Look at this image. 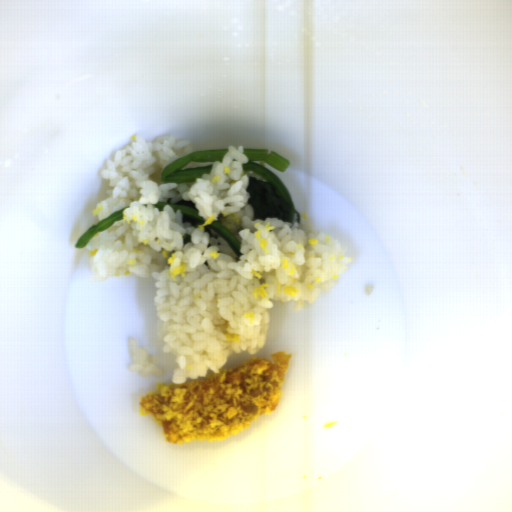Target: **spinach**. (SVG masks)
I'll return each mask as SVG.
<instances>
[{
    "mask_svg": "<svg viewBox=\"0 0 512 512\" xmlns=\"http://www.w3.org/2000/svg\"><path fill=\"white\" fill-rule=\"evenodd\" d=\"M169 205L173 208L174 212L181 210L182 222H188L193 227L201 225L205 220L200 216L196 205L189 201H178L174 204H169L163 201H158L154 206L157 210L163 211L164 207Z\"/></svg>",
    "mask_w": 512,
    "mask_h": 512,
    "instance_id": "e1bbb2b3",
    "label": "spinach"
},
{
    "mask_svg": "<svg viewBox=\"0 0 512 512\" xmlns=\"http://www.w3.org/2000/svg\"><path fill=\"white\" fill-rule=\"evenodd\" d=\"M212 229L217 232L229 245L235 255L241 256L240 253L242 243L235 237L228 227L220 223L219 221H213L209 225L204 226L205 232H212Z\"/></svg>",
    "mask_w": 512,
    "mask_h": 512,
    "instance_id": "e594cc25",
    "label": "spinach"
},
{
    "mask_svg": "<svg viewBox=\"0 0 512 512\" xmlns=\"http://www.w3.org/2000/svg\"><path fill=\"white\" fill-rule=\"evenodd\" d=\"M125 208L112 213L108 217L103 220L97 222L95 225L88 228L79 238L76 248H84L95 236L98 232H102L107 230L110 226H112L116 221H121L123 219V212Z\"/></svg>",
    "mask_w": 512,
    "mask_h": 512,
    "instance_id": "ac87bd10",
    "label": "spinach"
},
{
    "mask_svg": "<svg viewBox=\"0 0 512 512\" xmlns=\"http://www.w3.org/2000/svg\"><path fill=\"white\" fill-rule=\"evenodd\" d=\"M182 240H183L184 246L188 245V243L191 242V234H188V233L184 234L182 237Z\"/></svg>",
    "mask_w": 512,
    "mask_h": 512,
    "instance_id": "4b70609d",
    "label": "spinach"
},
{
    "mask_svg": "<svg viewBox=\"0 0 512 512\" xmlns=\"http://www.w3.org/2000/svg\"><path fill=\"white\" fill-rule=\"evenodd\" d=\"M228 151V149L195 151L194 153L186 155L165 167L160 174V181L168 184L196 182V179L201 178L204 174L209 175L213 165L203 168L183 169L187 164L193 162H222Z\"/></svg>",
    "mask_w": 512,
    "mask_h": 512,
    "instance_id": "28cb9854",
    "label": "spinach"
},
{
    "mask_svg": "<svg viewBox=\"0 0 512 512\" xmlns=\"http://www.w3.org/2000/svg\"><path fill=\"white\" fill-rule=\"evenodd\" d=\"M243 154L249 162L242 164L243 171L254 172L265 181L249 177L247 192L250 195L247 204L251 207L254 220L280 218L287 223H294L297 214V224H301L300 213L295 209L290 191L281 178L265 167L266 164L286 172L290 162L268 148H243Z\"/></svg>",
    "mask_w": 512,
    "mask_h": 512,
    "instance_id": "cb11ae35",
    "label": "spinach"
}]
</instances>
